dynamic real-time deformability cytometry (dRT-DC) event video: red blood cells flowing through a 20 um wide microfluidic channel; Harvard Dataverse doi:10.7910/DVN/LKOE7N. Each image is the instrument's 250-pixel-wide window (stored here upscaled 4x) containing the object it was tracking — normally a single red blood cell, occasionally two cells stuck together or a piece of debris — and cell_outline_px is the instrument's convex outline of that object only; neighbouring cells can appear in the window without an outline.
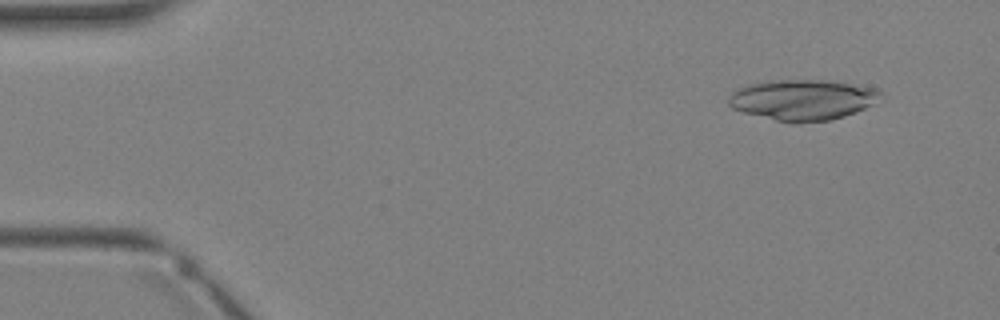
{"species": "Egyptian fruit bat (a non-hibernating species)", "species_latin": "Rousettus aegyptiacus", "temperature_condition": "warm", "stored_images_in_passage": 4, "camera_frame_rate_fps": 3000, "um_per_image_px": 0.085, "animal": {"sex": "female"}, "frame": {"image": 1, "passage_image": 1, "time_ms": 0.0, "image_size_px": [1000, 320], "cell_outline_px": [[880, 92], [872, 104], [864, 108], [844, 116], [828, 120], [796, 124], [776, 120], [744, 112], [732, 108], [728, 104], [728, 96], [732, 92], [748, 84], [772, 80], [824, 80], [880, 88]], "centroid_in_image_um": [68.18, 8.48], "position_along_channel_um": 16.8, "area_um2": 35.72}}